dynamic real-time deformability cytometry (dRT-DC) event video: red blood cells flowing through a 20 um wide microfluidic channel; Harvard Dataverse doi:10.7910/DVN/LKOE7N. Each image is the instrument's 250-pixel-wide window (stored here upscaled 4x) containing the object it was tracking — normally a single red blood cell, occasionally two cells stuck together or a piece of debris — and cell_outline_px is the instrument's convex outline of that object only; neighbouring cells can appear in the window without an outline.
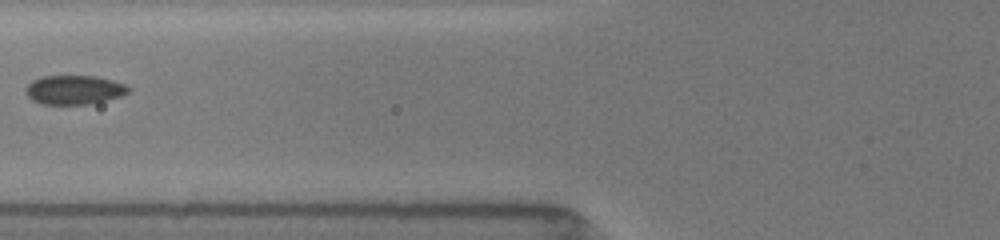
{"species": "common noctule bat (a hibernating species)", "species_latin": "Nyctalus noctula", "temperature_condition": "room temperature", "stored_images_in_passage": 26, "segment_of_instrument_passage": [2, 2], "camera_frame_rate_fps": 3000, "um_per_image_px": 0.085, "animal": {"sex": "female", "body_mass_g": 19.5, "forearm_length_mm": 54.1}, "frame": {"image": 1, "passage_image": 10, "time_ms": 6.667, "image_size_px": [1000, 240], "cell_outline_px": [[132, 88], [128, 92], [120, 96], [104, 100], [84, 104], [44, 104], [32, 100], [28, 96], [24, 88], [32, 80], [40, 76], [96, 76], [112, 80], [124, 84]], "centroid_in_image_um": [6.27, 7.62], "position_along_channel_um": 119.5, "area_um2": 17.28}}
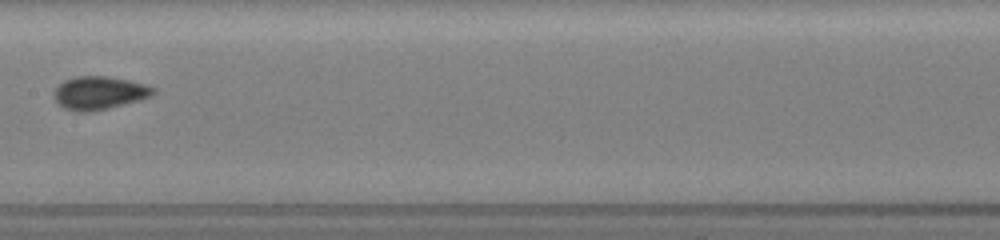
{"frame": {"image": 2, "passage_image": 13, "time_ms": 8.667, "image_size_px": [1000, 240], "cell_outline_px": [[156, 92], [152, 96], [140, 100], [108, 108], [88, 112], [76, 112], [64, 108], [56, 100], [56, 88], [64, 80], [76, 76], [108, 76], [128, 80], [144, 84], [156, 88]], "centroid_in_image_um": [8.48, 7.89], "position_along_channel_um": 198.9, "area_um2": 19.02}}
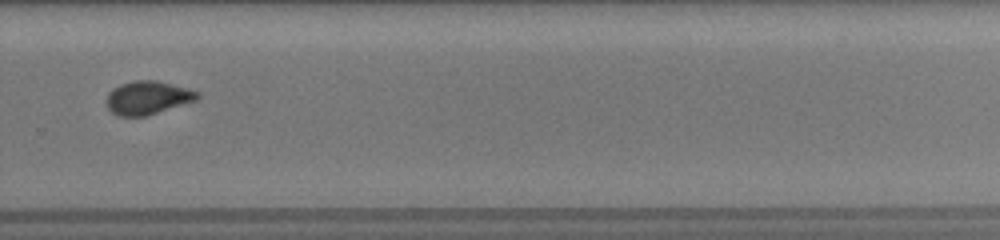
{"frame": {"image": 3, "passage_image": 17, "time_ms": 11.667, "image_size_px": [1000, 240], "cell_outline_px": [[200, 96], [196, 100], [144, 116], [120, 116], [112, 112], [108, 108], [108, 92], [112, 88], [120, 84], [132, 80], [156, 80], [188, 88], [200, 92]], "centroid_in_image_um": [12.56, 8.28], "position_along_channel_um": 317.2, "area_um2": 17.51}}